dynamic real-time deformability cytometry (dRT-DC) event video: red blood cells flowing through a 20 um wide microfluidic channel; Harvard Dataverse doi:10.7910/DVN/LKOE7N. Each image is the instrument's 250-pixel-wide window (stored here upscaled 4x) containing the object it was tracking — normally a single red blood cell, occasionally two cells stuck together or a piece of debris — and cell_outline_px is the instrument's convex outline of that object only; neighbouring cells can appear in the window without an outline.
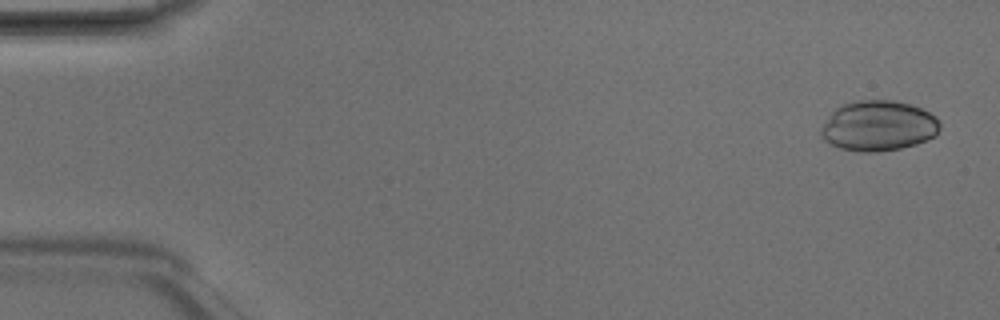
{"species": "Egyptian fruit bat (a non-hibernating species)", "species_latin": "Rousettus aegyptiacus", "temperature_condition": "room temperature", "stored_images_in_passage": 5, "camera_frame_rate_fps": 3000, "um_per_image_px": 0.085, "animal": {"sex": "male"}, "frame": {"image": 1, "passage_image": 1, "time_ms": 0.0, "image_size_px": [1000, 320], "cell_outline_px": [[940, 128], [936, 136], [916, 144], [900, 148], [876, 152], [860, 152], [840, 148], [824, 140], [820, 136], [820, 128], [828, 116], [840, 104], [852, 100], [896, 100], [912, 104], [936, 116], [940, 124]], "centroid_in_image_um": [74.65, 10.68], "position_along_channel_um": 10.3, "area_um2": 35.26}}